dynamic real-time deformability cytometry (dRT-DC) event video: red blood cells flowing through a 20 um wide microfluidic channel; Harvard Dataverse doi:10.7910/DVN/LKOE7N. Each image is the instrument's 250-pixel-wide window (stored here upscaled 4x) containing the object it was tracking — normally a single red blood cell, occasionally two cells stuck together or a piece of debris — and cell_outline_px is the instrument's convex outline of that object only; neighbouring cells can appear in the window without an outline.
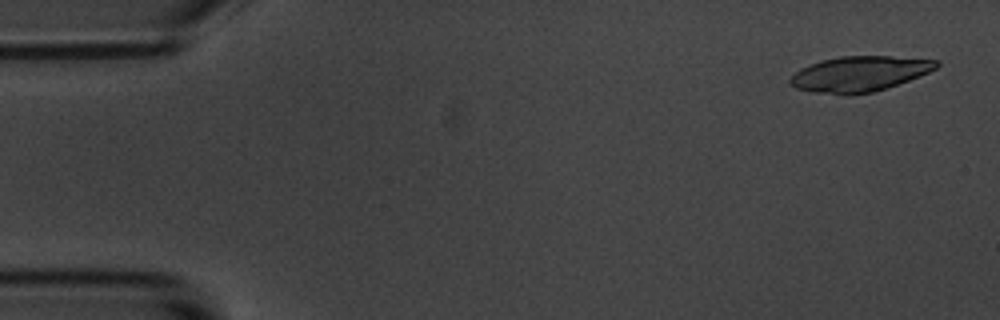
{"species": "common noctule bat (a hibernating species)", "species_latin": "Nyctalus noctula", "temperature_condition": "room temperature", "stored_images_in_passage": 5, "camera_frame_rate_fps": 3000, "um_per_image_px": 0.085, "animal": {"sex": "male", "body_mass_g": 20.1, "forearm_length_mm": 53.5}, "frame": {"image": 1, "passage_image": 1, "time_ms": 0.0, "image_size_px": [1000, 320], "cell_outline_px": [[940, 64], [936, 68], [928, 72], [908, 80], [872, 92], [848, 96], [812, 92], [796, 88], [788, 84], [788, 80], [800, 68], [820, 60], [840, 56], [892, 56], [940, 60]], "centroid_in_image_um": [73.01, 6.28], "position_along_channel_um": 12.0, "area_um2": 30.23}}